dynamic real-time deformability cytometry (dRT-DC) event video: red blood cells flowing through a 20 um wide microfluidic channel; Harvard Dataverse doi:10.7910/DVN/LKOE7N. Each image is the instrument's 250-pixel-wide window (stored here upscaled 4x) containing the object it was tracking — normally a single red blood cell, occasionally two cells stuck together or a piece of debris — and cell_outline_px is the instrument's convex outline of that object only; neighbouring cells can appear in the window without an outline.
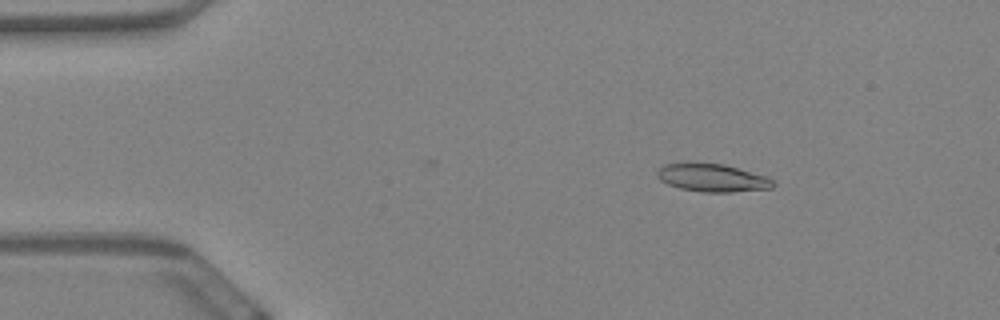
{"species": "Egyptian fruit bat (a non-hibernating species)", "species_latin": "Rousettus aegyptiacus", "temperature_condition": "warm", "stored_images_in_passage": 49, "camera_frame_rate_fps": 3000, "um_per_image_px": 0.085, "animal": {"sex": "female"}, "frame": {"image": 1, "passage_image": 3, "time_ms": 0.667, "image_size_px": [1000, 320], "cell_outline_px": [[776, 184], [772, 188], [732, 192], [704, 192], [680, 188], [668, 184], [660, 180], [656, 176], [656, 172], [664, 164], [688, 160], [724, 164], [768, 176]], "centroid_in_image_um": [60.51, 15.07], "position_along_channel_um": 24.5, "area_um2": 19.48}}
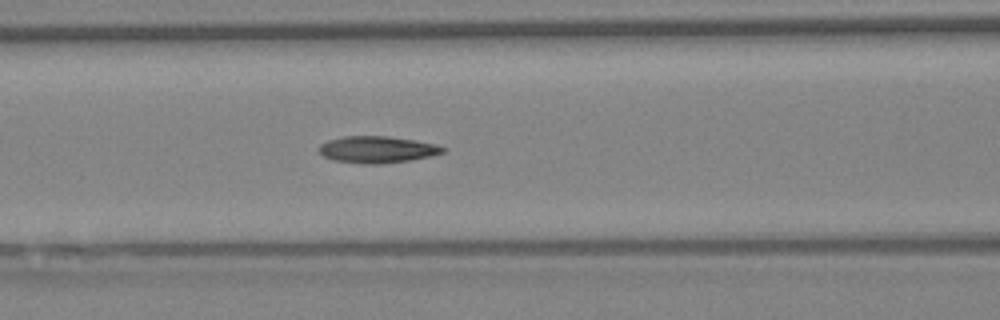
{"frame": {"image": 2, "passage_image": 19, "time_ms": 6.0, "image_size_px": [1000, 320], "cell_outline_px": [[448, 148], [444, 152], [432, 156], [412, 160], [380, 164], [364, 164], [332, 160], [324, 156], [316, 148], [320, 144], [328, 140], [344, 136], [388, 136], [416, 140], [436, 144]], "centroid_in_image_um": [32.08, 12.71], "position_along_channel_um": 134.5, "area_um2": 19.59}}
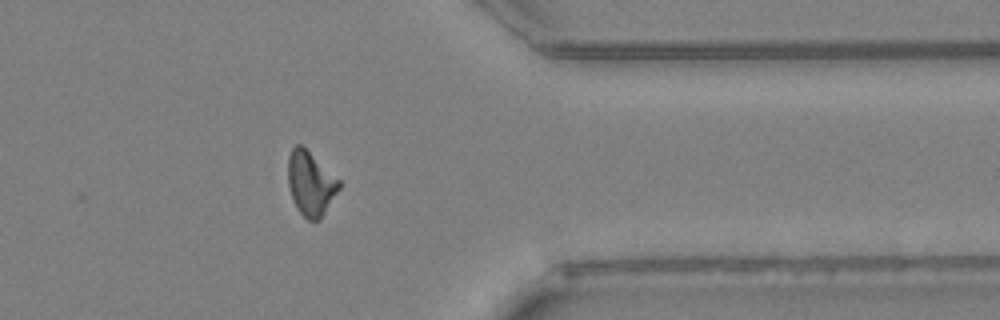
{"frame": {"image": 3, "passage_image": 42, "time_ms": 13.667, "image_size_px": [1000, 320], "cell_outline_px": [[340, 188], [320, 220], [308, 220], [296, 208], [292, 200], [288, 184], [288, 156], [292, 148], [296, 144], [300, 144], [340, 180]], "centroid_in_image_um": [26.39, 15.61], "position_along_channel_um": 385.0, "area_um2": 18.96}, "authors_computed_cell_mechanics": {"area_um2": 18.6694, "velocity_mm_per_s": 3.4336, "shape_relaxation_time_tau1_ms": null, "shape_relaxation_time_tau2_ms": 8.5866, "deformation_change_tau1": null, "deformation_change_tau2": 0.1819}}